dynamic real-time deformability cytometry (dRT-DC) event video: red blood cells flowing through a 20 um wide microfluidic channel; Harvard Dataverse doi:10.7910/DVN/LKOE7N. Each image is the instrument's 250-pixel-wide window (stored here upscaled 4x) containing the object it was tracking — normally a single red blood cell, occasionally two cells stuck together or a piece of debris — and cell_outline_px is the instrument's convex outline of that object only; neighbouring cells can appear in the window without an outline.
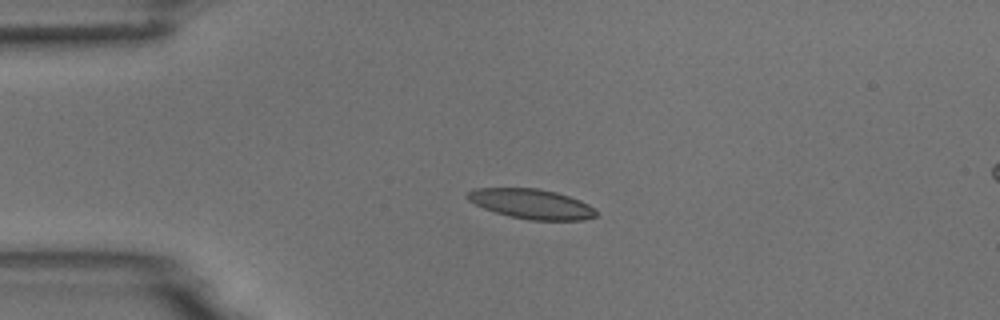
{"species": "common noctule bat (a hibernating species)", "species_latin": "Nyctalus noctula", "temperature_condition": "room temperature", "stored_images_in_passage": 2, "camera_frame_rate_fps": 3000, "um_per_image_px": 0.085, "animal": {"sex": "male", "body_mass_g": 18.8}, "frame": {"image": 1, "passage_image": 1, "time_ms": 0.0, "image_size_px": [1000, 320], "cell_outline_px": [[596, 216], [584, 220], [528, 220], [508, 216], [484, 208], [468, 200], [464, 196], [472, 188], [536, 188], [556, 192], [580, 200], [588, 204], [596, 212]], "centroid_in_image_um": [45.14, 17.33], "position_along_channel_um": 39.9, "area_um2": 22.31}}